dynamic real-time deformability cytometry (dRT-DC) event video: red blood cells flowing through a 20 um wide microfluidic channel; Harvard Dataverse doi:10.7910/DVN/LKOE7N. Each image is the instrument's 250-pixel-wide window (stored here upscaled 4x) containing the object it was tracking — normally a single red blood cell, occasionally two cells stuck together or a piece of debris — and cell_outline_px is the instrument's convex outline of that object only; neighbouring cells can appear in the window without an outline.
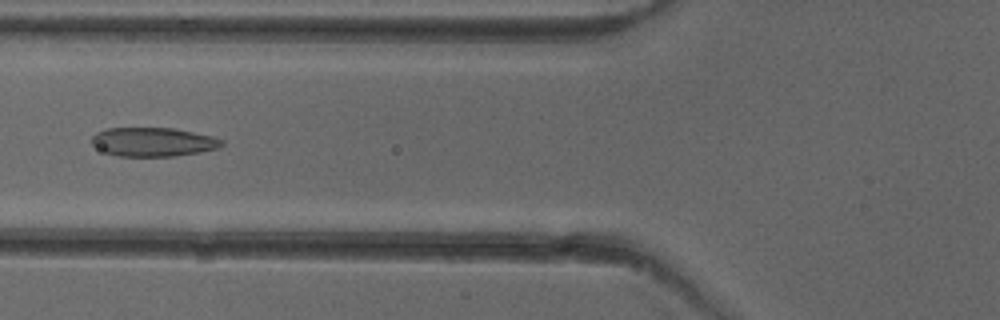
{"species": "common noctule bat (a hibernating species)", "species_latin": "Nyctalus noctula", "temperature_condition": "cold", "stored_images_in_passage": 51, "camera_frame_rate_fps": 3000, "um_per_image_px": 0.085, "animal": {"sex": "female"}, "frame": {"image": 1, "passage_image": 20, "time_ms": 6.333, "image_size_px": [1000, 320], "cell_outline_px": [[224, 144], [216, 148], [200, 152], [176, 156], [120, 156], [104, 152], [92, 144], [92, 136], [96, 132], [104, 128], [172, 128], [212, 136], [224, 140]], "centroid_in_image_um": [13.0, 12.06], "position_along_channel_um": 112.8, "area_um2": 21.85}}
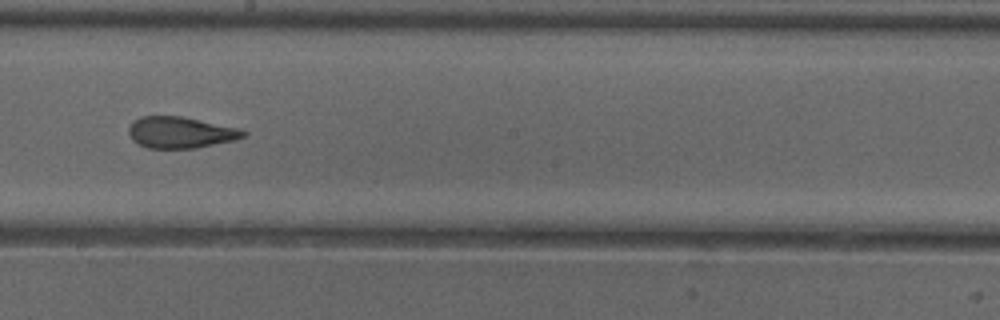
{"frame": {"image": 2, "passage_image": 29, "time_ms": 9.333, "image_size_px": [1000, 320], "cell_outline_px": [[248, 136], [236, 140], [196, 148], [148, 148], [132, 140], [128, 132], [128, 128], [140, 116], [180, 116], [240, 128], [248, 132]], "centroid_in_image_um": [15.4, 11.26], "position_along_channel_um": 232.8, "area_um2": 20.98}}
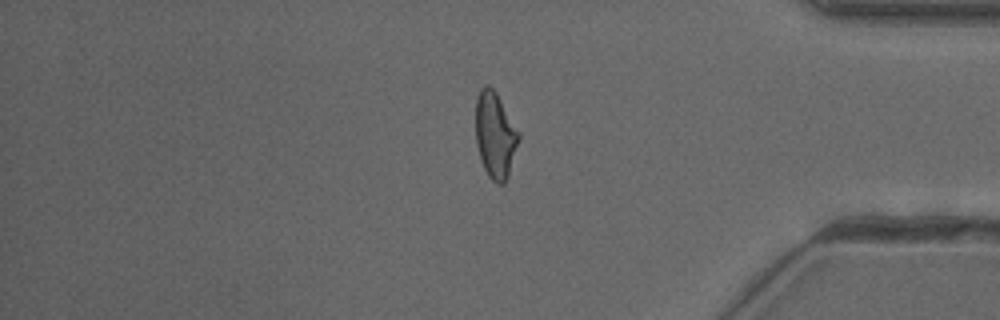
{"frame": {"image": 3, "passage_image": 43, "time_ms": 14.0, "image_size_px": [1000, 320], "cell_outline_px": [[520, 136], [508, 176], [504, 184], [496, 184], [488, 176], [480, 160], [476, 144], [476, 100], [480, 88], [484, 84], [488, 84], [496, 92], [520, 132]], "centroid_in_image_um": [42.08, 11.48], "position_along_channel_um": 393.1, "area_um2": 21.73}, "authors_computed_cell_mechanics": {"area_um2": 21.8484, "velocity_mm_per_s": 3.9809, "shape_relaxation_time_tau1_ms": 8.5129, "shape_relaxation_time_tau2_ms": 1.1854, "deformation_change_tau1": 0.1965, "deformation_change_tau2": 0.0741}}